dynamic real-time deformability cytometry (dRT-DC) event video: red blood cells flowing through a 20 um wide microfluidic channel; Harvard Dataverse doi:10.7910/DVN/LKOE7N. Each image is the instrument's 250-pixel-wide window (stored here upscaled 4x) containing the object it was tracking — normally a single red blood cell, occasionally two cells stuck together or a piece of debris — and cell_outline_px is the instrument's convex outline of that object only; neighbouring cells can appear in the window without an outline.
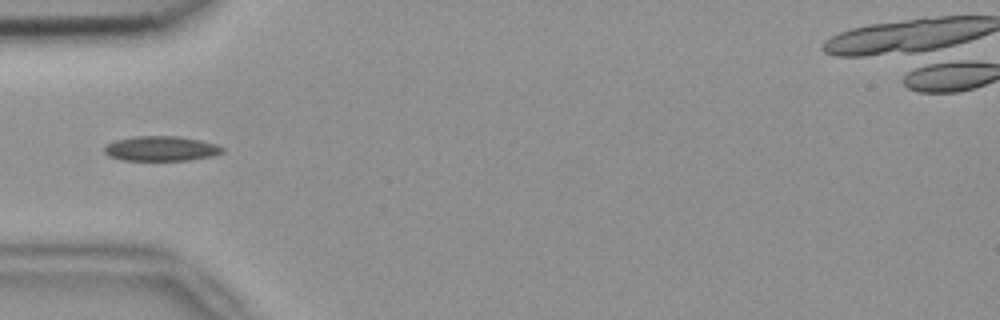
{"species": "common noctule bat (a hibernating species)", "species_latin": "Nyctalus noctula", "temperature_condition": "room temperature", "stored_images_in_passage": 8, "camera_frame_rate_fps": 3000, "um_per_image_px": 0.085, "animal": {"sex": "female", "body_mass_g": 18.4}, "frame": {"image": 1, "passage_image": 4, "time_ms": 1.0, "image_size_px": [1000, 320], "cell_outline_px": [[224, 152], [212, 156], [188, 160], [124, 160], [108, 156], [104, 152], [104, 144], [116, 140], [132, 136], [180, 136], [200, 140], [216, 144], [224, 148]], "centroid_in_image_um": [13.67, 12.62], "position_along_channel_um": 71.3, "area_um2": 17.22}}
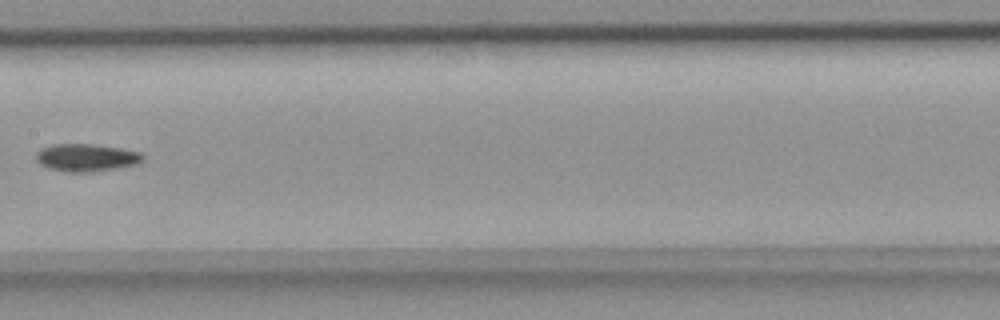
{"frame": {"image": 2, "passage_image": 7, "time_ms": 2.0, "image_size_px": [1000, 320], "cell_outline_px": [[144, 160], [140, 164], [120, 168], [92, 172], [68, 172], [48, 168], [40, 164], [36, 160], [36, 152], [40, 148], [52, 144], [92, 144], [120, 148], [140, 152], [144, 156]], "centroid_in_image_um": [7.36, 13.4], "position_along_channel_um": 200.0, "area_um2": 17.46}}
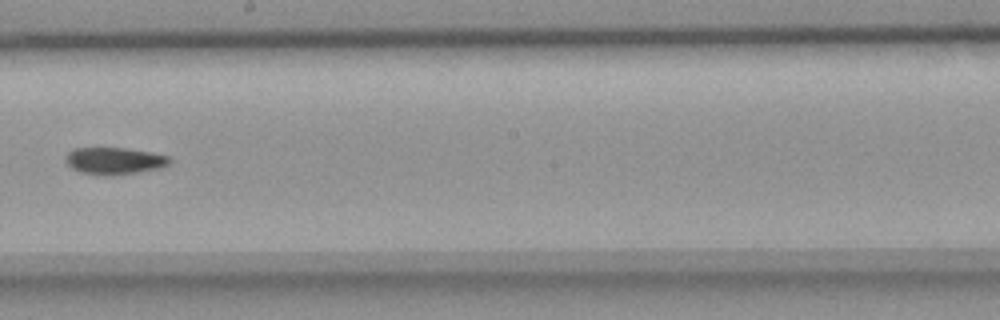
{"frame": {"image": 3, "passage_image": 8, "time_ms": 2.333, "image_size_px": [1000, 320], "cell_outline_px": [[172, 160], [168, 164], [160, 168], [136, 172], [80, 172], [72, 168], [64, 160], [64, 156], [72, 148], [124, 148], [152, 152], [168, 156]], "centroid_in_image_um": [9.72, 13.61], "position_along_channel_um": 238.5, "area_um2": 15.55}}